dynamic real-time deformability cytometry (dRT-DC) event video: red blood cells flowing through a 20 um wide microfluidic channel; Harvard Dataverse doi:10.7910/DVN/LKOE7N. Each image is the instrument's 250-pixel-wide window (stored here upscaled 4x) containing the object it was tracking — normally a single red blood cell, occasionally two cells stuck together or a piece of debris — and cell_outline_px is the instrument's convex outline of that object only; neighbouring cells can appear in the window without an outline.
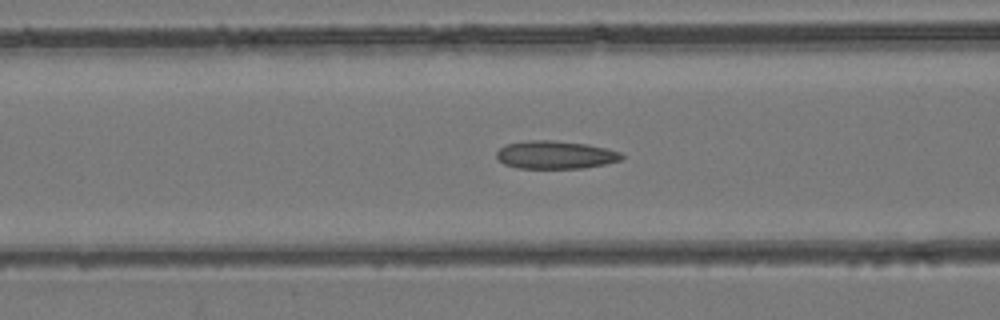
{"species": "common noctule bat (a hibernating species)", "species_latin": "Nyctalus noctula", "temperature_condition": "room temperature", "stored_images_in_passage": 49, "camera_frame_rate_fps": 3000, "um_per_image_px": 0.085, "animal": {"sex": "female", "body_mass_g": 24.6, "forearm_length_mm": 56.2}, "frame": {"image": 1, "passage_image": 20, "time_ms": 6.333, "image_size_px": [1000, 320], "cell_outline_px": [[624, 156], [620, 160], [604, 164], [584, 168], [516, 168], [504, 164], [496, 156], [496, 152], [504, 144], [528, 140], [552, 140], [584, 144], [604, 148], [620, 152]], "centroid_in_image_um": [47.16, 13.16], "position_along_channel_um": 119.4, "area_um2": 20.29}}
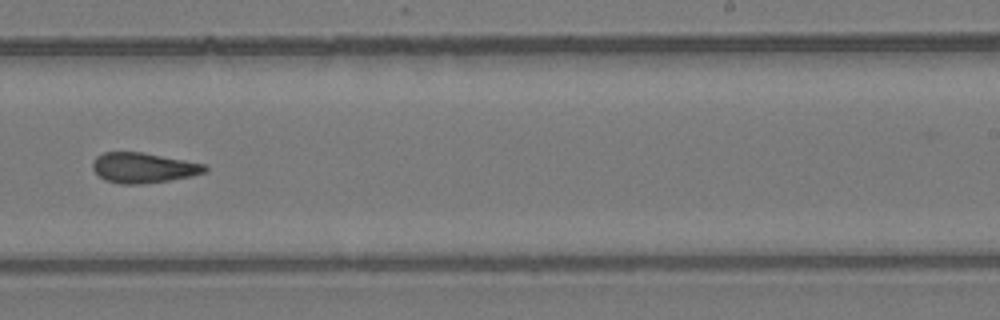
{"frame": {"image": 2, "passage_image": 31, "time_ms": 10.0, "image_size_px": [1000, 320], "cell_outline_px": [[208, 168], [204, 172], [192, 176], [168, 180], [140, 184], [120, 184], [104, 180], [92, 168], [92, 164], [96, 156], [104, 152], [140, 152], [184, 160], [204, 164]], "centroid_in_image_um": [12.15, 14.26], "position_along_channel_um": 276.9, "area_um2": 19.54}}
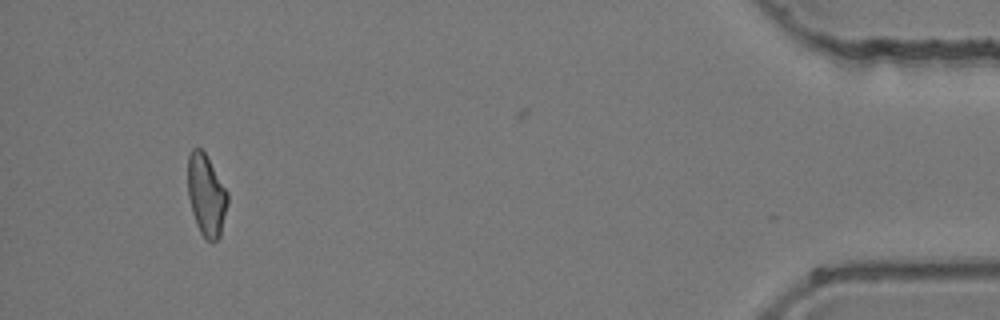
{"frame": {"image": 3, "passage_image": 46, "time_ms": 15.0, "image_size_px": [1000, 320], "cell_outline_px": [[228, 204], [220, 236], [212, 244], [200, 232], [196, 224], [192, 212], [188, 196], [188, 156], [192, 148], [200, 148], [204, 152], [228, 192]], "centroid_in_image_um": [17.54, 16.61], "position_along_channel_um": 417.7, "area_um2": 18.9}}